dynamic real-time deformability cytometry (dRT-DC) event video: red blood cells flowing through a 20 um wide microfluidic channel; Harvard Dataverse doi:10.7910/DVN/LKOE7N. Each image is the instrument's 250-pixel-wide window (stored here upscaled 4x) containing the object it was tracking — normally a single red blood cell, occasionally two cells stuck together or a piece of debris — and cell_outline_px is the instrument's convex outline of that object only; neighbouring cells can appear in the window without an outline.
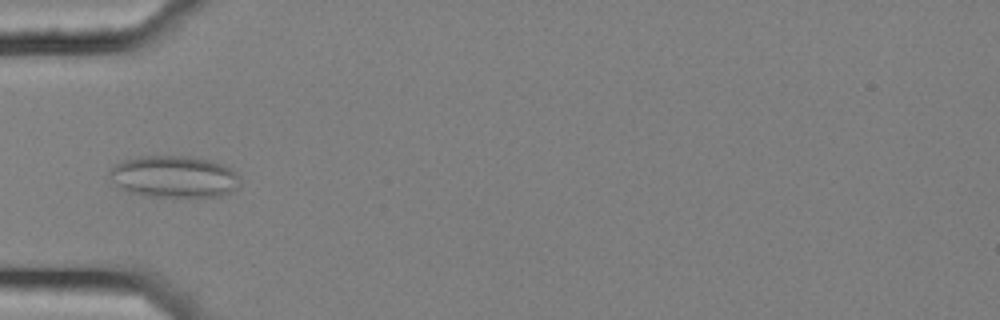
{"species": "common noctule bat (a hibernating species)", "species_latin": "Nyctalus noctula", "temperature_condition": "cold", "stored_images_in_passage": 8, "camera_frame_rate_fps": 3000, "um_per_image_px": 0.085, "animal": {"sex": "female", "body_mass_g": 25.1}, "frame": {"image": 1, "passage_image": 6, "time_ms": 1.667, "image_size_px": [1000, 320], "cell_outline_px": [[240, 184], [232, 192], [220, 196], [148, 196], [132, 192], [116, 184], [108, 176], [108, 172], [116, 164], [124, 160], [144, 156], [184, 156], [208, 160], [232, 168], [240, 176]], "centroid_in_image_um": [14.84, 15.01], "position_along_channel_um": 70.2, "area_um2": 31.44}}